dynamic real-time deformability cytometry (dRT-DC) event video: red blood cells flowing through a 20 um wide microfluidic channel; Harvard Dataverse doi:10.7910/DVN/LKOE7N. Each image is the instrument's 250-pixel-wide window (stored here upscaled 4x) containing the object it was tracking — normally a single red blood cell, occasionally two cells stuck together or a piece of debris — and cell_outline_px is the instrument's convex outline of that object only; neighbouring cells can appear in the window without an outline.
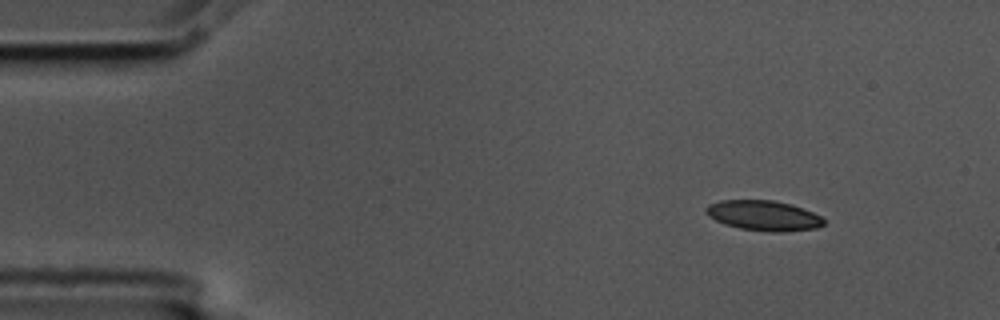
{"species": "common noctule bat (a hibernating species)", "species_latin": "Nyctalus noctula", "temperature_condition": "cold", "stored_images_in_passage": 8, "camera_frame_rate_fps": 3000, "um_per_image_px": 0.085, "animal": {"sex": "male", "body_mass_g": 17.5, "forearm_length_mm": 52.3}, "frame": {"image": 1, "passage_image": 1, "time_ms": 0.0, "image_size_px": [1000, 320], "cell_outline_px": [[824, 224], [816, 228], [784, 232], [772, 232], [740, 228], [724, 224], [708, 216], [704, 212], [704, 208], [708, 204], [720, 200], [772, 200], [792, 204], [812, 212], [820, 216], [824, 220]], "centroid_in_image_um": [64.87, 18.32], "position_along_channel_um": 20.1, "area_um2": 20.75}}
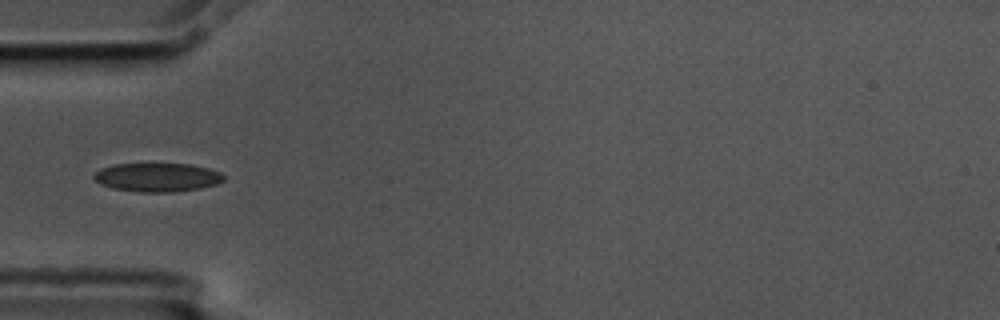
{"frame": {"image": 2, "passage_image": 4, "time_ms": 1.0, "image_size_px": [1000, 320], "cell_outline_px": [[224, 180], [216, 184], [200, 188], [172, 192], [136, 192], [112, 188], [100, 184], [92, 176], [100, 168], [116, 164], [188, 164], [208, 168], [220, 172], [224, 176]], "centroid_in_image_um": [13.35, 15.08], "position_along_channel_um": 71.6, "area_um2": 21.68}}